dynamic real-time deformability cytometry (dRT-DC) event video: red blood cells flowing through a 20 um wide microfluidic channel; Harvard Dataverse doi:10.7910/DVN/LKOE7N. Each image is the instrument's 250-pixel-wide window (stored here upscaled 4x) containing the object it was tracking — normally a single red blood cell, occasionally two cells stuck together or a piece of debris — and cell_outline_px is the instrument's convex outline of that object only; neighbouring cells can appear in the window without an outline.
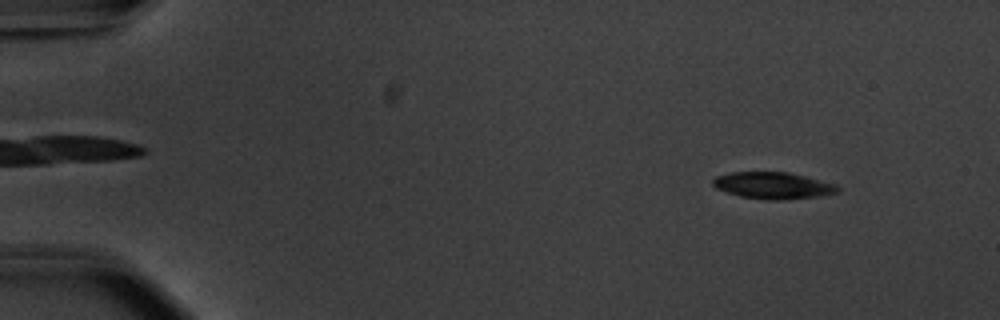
{"species": "common noctule bat (a hibernating species)", "species_latin": "Nyctalus noctula", "temperature_condition": "warm", "stored_images_in_passage": 54, "camera_frame_rate_fps": 3000, "um_per_image_px": 0.085, "animal": {"sex": "male", "body_mass_g": 20.1, "forearm_length_mm": 53.5}, "frame": {"image": 1, "passage_image": 6, "time_ms": 1.667, "image_size_px": [1000, 320], "cell_outline_px": [[840, 192], [820, 196], [784, 200], [764, 200], [740, 196], [716, 188], [712, 184], [712, 180], [716, 176], [732, 172], [788, 172], [836, 184], [840, 188]], "centroid_in_image_um": [65.73, 15.77], "position_along_channel_um": 19.3, "area_um2": 19.48}}
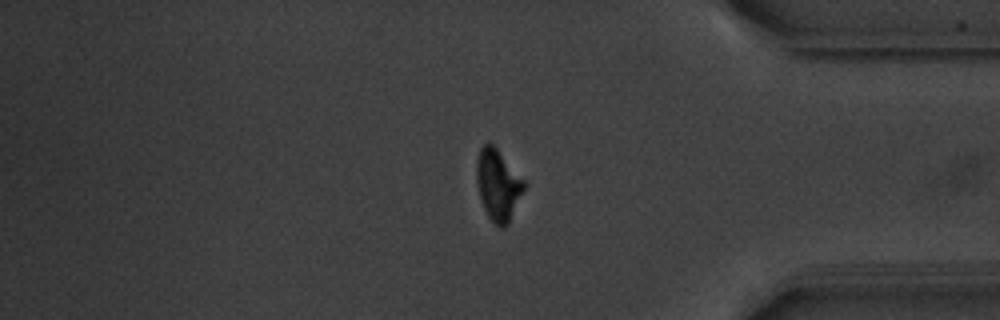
{"frame": {"image": 2, "passage_image": 46, "time_ms": 15.0, "image_size_px": [1000, 320], "cell_outline_px": [[528, 184], [508, 224], [504, 228], [500, 228], [488, 216], [484, 208], [480, 196], [476, 180], [476, 160], [480, 148], [484, 144], [492, 144], [496, 148]], "centroid_in_image_um": [42.35, 15.73], "position_along_channel_um": 392.9, "area_um2": 19.65}}
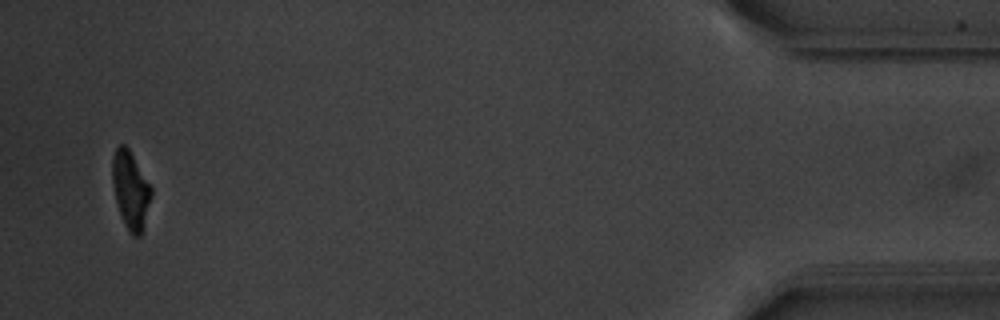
{"frame": {"image": 3, "passage_image": 53, "time_ms": 17.333, "image_size_px": [1000, 320], "cell_outline_px": [[152, 196], [144, 232], [140, 236], [132, 236], [128, 232], [124, 224], [116, 200], [112, 180], [112, 156], [116, 148], [120, 144], [124, 144], [128, 148], [152, 188]], "centroid_in_image_um": [11.12, 16.21], "position_along_channel_um": 424.1, "area_um2": 17.74}}